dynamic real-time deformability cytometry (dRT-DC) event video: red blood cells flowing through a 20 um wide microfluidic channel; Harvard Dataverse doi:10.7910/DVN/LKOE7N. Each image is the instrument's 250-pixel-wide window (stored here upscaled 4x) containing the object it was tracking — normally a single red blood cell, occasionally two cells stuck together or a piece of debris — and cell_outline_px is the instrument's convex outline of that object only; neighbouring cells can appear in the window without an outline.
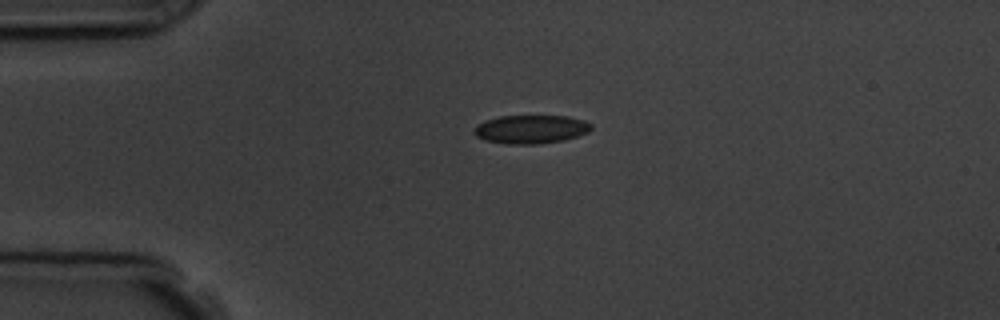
{"species": "common noctule bat (a hibernating species)", "species_latin": "Nyctalus noctula", "temperature_condition": "room temperature", "stored_images_in_passage": 2, "camera_frame_rate_fps": 3000, "um_per_image_px": 0.085, "animal": {"sex": "male", "body_mass_g": 19.5, "forearm_length_mm": 54.6}, "frame": {"image": 1, "passage_image": 1, "time_ms": 0.0, "image_size_px": [1000, 320], "cell_outline_px": [[592, 128], [588, 132], [564, 140], [536, 144], [508, 144], [484, 140], [476, 136], [472, 132], [476, 124], [484, 120], [500, 116], [568, 116], [584, 120], [592, 124]], "centroid_in_image_um": [45.09, 10.98], "position_along_channel_um": 39.9, "area_um2": 19.59}}